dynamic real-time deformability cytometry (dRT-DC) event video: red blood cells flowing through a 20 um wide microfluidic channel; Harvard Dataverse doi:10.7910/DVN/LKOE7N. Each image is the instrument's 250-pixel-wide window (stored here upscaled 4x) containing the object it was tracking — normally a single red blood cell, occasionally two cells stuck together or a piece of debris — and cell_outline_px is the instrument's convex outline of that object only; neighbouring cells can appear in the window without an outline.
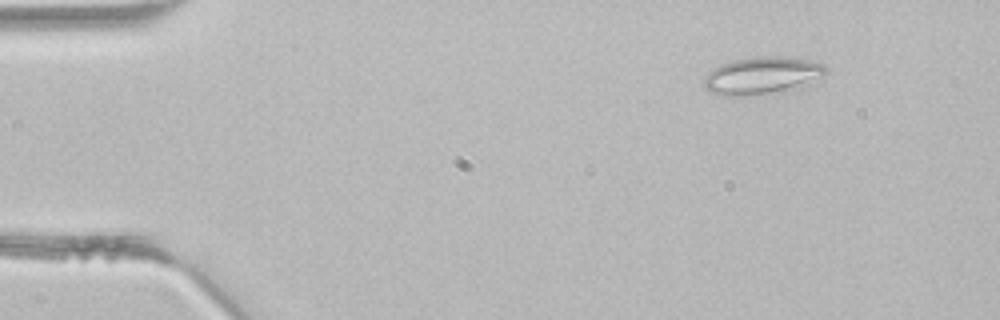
{"species": "common noctule bat (a hibernating species)", "species_latin": "Nyctalus noctula", "temperature_condition": "room temperature", "stored_images_in_passage": 3, "camera_frame_rate_fps": 3000, "um_per_image_px": 0.085, "animal": {"sex": "male", "body_mass_g": 21.5, "forearm_length_mm": 52.0}, "frame": {"image": 1, "passage_image": 1, "time_ms": 0.0, "image_size_px": [1000, 320], "cell_outline_px": [[828, 72], [808, 84], [784, 92], [744, 96], [724, 96], [712, 92], [704, 88], [704, 76], [712, 68], [720, 64], [736, 60], [756, 56], [780, 56], [808, 60], [824, 64], [828, 68]], "centroid_in_image_um": [64.78, 6.43], "position_along_channel_um": 20.2, "area_um2": 26.88}}